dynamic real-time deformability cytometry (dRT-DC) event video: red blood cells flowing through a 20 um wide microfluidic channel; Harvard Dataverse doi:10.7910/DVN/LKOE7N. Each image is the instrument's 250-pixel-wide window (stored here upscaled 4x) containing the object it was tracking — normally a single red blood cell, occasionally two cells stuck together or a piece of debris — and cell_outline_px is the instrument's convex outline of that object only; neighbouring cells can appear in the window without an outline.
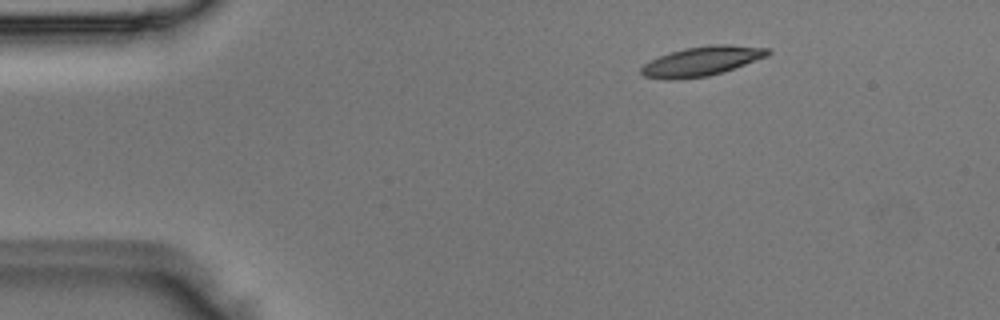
{"species": "Egyptian fruit bat (a non-hibernating species)", "species_latin": "Rousettus aegyptiacus", "temperature_condition": "room temperature", "stored_images_in_passage": 3, "camera_frame_rate_fps": 3000, "um_per_image_px": 0.085, "animal": {"sex": "male"}, "frame": {"image": 1, "passage_image": 1, "time_ms": 0.0, "image_size_px": [1000, 320], "cell_outline_px": [[772, 52], [768, 56], [724, 72], [708, 76], [676, 80], [664, 80], [644, 76], [640, 72], [640, 68], [644, 64], [660, 56], [684, 48], [708, 44], [728, 44], [772, 48]], "centroid_in_image_um": [59.69, 5.2], "position_along_channel_um": 25.3, "area_um2": 22.02}}